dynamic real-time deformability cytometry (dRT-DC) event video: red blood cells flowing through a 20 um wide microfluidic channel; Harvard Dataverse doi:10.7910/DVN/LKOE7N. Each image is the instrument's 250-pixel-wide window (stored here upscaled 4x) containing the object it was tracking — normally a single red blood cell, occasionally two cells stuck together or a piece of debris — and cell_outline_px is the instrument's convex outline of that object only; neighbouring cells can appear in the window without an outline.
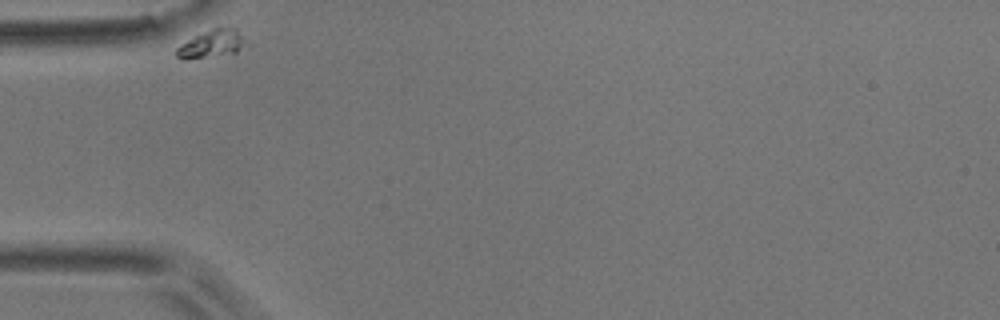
{"species": "common noctule bat (a hibernating species)", "species_latin": "Nyctalus noctula", "temperature_condition": "room temperature", "stored_images_in_passage": 3, "camera_frame_rate_fps": 3000, "um_per_image_px": 0.085, "animal": {"sex": "male", "body_mass_g": 17.9}, "frame": {"image": 1, "passage_image": 1, "time_ms": 0.0, "image_size_px": [1000, 320], "cell_outline_px": [[240, 44], [236, 52], [184, 60], [180, 60], [176, 56], [176, 48], [188, 40], [212, 28], [236, 28], [240, 36]], "centroid_in_image_um": [17.85, 3.75], "position_along_channel_um": 67.1, "area_um2": 10.35}}
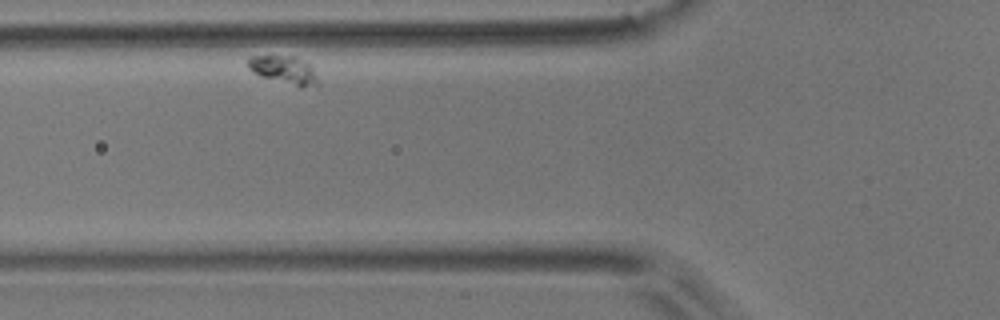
{"frame": {"image": 2, "passage_image": 2, "time_ms": 0.333, "image_size_px": [1000, 320], "cell_outline_px": [[320, 84], [300, 88], [260, 76], [252, 72], [248, 68], [248, 56], [296, 56], [308, 64], [312, 68]], "centroid_in_image_um": [24.13, 5.96], "position_along_channel_um": 101.7, "area_um2": 11.5}}
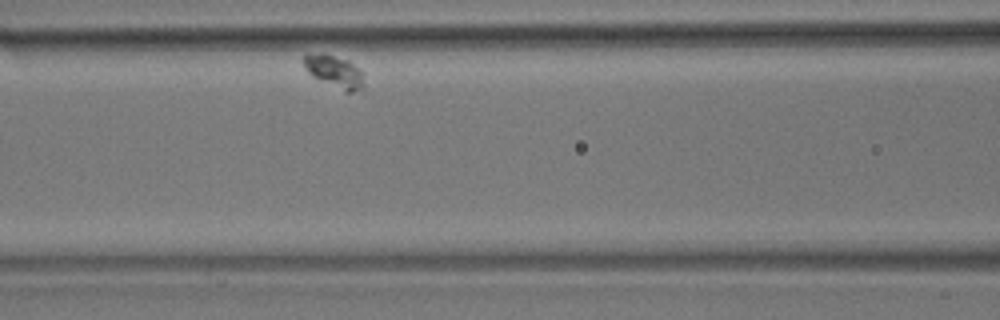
{"frame": {"image": 3, "passage_image": 3, "time_ms": 0.667, "image_size_px": [1000, 320], "cell_outline_px": [[364, 88], [352, 92], [344, 92], [312, 76], [304, 68], [304, 56], [308, 52], [332, 56], [348, 60], [360, 68], [364, 72]], "centroid_in_image_um": [28.47, 6.1], "position_along_channel_um": 138.1, "area_um2": 11.5}}